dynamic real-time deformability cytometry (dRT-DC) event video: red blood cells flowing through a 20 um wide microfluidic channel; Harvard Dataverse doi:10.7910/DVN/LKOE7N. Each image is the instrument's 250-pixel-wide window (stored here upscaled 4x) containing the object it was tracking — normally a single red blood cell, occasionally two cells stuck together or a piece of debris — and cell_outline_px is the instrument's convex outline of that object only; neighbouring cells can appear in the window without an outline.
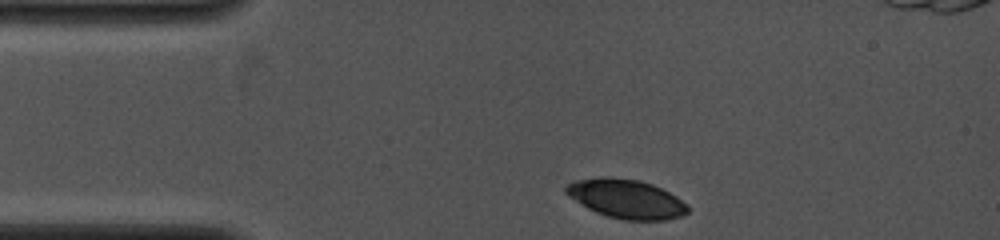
{"species": "common noctule bat (a hibernating species)", "species_latin": "Nyctalus noctula", "temperature_condition": "cold", "stored_images_in_passage": 2, "camera_frame_rate_fps": 4000, "um_per_image_px": 0.085, "animal": {"sex": "female", "body_mass_g": 19.0, "forearm_length_mm": 53.3}, "frame": {"image": 1, "passage_image": 1, "time_ms": 0.0, "image_size_px": [1000, 240], "cell_outline_px": [[688, 212], [680, 216], [664, 220], [624, 220], [608, 216], [596, 212], [588, 208], [568, 196], [564, 192], [564, 188], [568, 184], [576, 180], [604, 176], [608, 176], [640, 180], [652, 184], [676, 196], [688, 204]], "centroid_in_image_um": [53.22, 16.89], "position_along_channel_um": 31.8, "area_um2": 27.63}}